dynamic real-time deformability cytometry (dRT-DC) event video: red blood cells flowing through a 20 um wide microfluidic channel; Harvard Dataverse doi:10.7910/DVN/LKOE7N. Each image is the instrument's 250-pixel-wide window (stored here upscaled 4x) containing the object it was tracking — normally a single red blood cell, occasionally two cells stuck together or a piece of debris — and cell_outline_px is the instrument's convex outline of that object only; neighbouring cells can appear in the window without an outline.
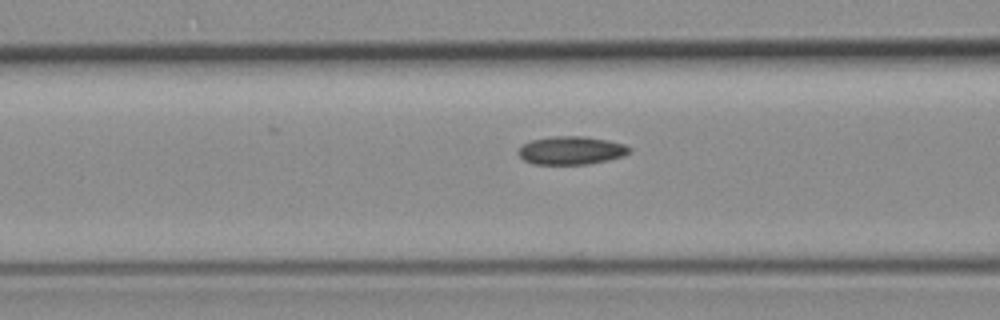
{"species": "common noctule bat (a hibernating species)", "species_latin": "Nyctalus noctula", "temperature_condition": "room temperature", "stored_images_in_passage": 5, "camera_frame_rate_fps": 3000, "um_per_image_px": 0.085, "animal": {"sex": "female", "body_mass_g": 19.3, "forearm_length_mm": 54.1}, "frame": {"image": 1, "passage_image": 5, "time_ms": 5.667, "image_size_px": [1000, 320], "cell_outline_px": [[632, 152], [624, 156], [608, 160], [588, 164], [532, 164], [524, 160], [516, 152], [524, 144], [532, 140], [552, 136], [584, 136], [608, 140], [624, 144], [632, 148]], "centroid_in_image_um": [48.59, 12.79], "position_along_channel_um": 118.0, "area_um2": 18.38}}